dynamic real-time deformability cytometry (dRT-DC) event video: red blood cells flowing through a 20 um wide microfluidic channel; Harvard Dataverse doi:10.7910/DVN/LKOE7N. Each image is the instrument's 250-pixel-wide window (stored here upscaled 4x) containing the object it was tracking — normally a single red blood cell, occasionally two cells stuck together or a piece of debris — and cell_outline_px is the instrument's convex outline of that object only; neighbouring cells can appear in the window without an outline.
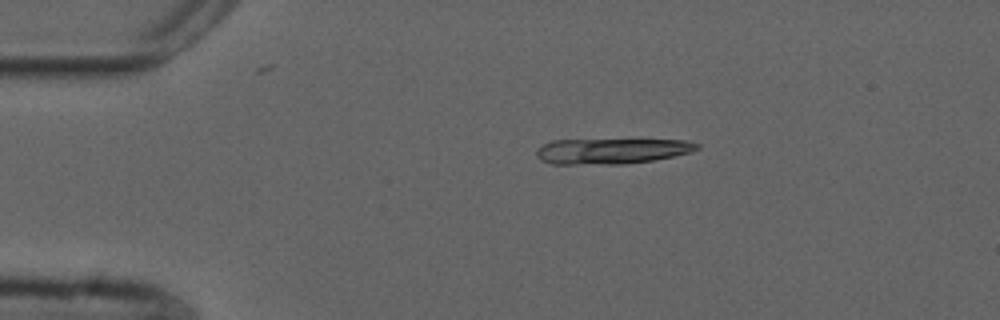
{"species": "common noctule bat (a hibernating species)", "species_latin": "Nyctalus noctula", "temperature_condition": "cold", "stored_images_in_passage": 5, "camera_frame_rate_fps": 3000, "um_per_image_px": 0.085, "animal": {"sex": "male", "forearm_length_mm": 52.5}, "frame": {"image": 1, "passage_image": 1, "time_ms": 0.0, "image_size_px": [1000, 320], "cell_outline_px": [[700, 148], [692, 152], [656, 160], [624, 164], [552, 164], [540, 160], [536, 156], [536, 152], [544, 144], [552, 140], [688, 140], [700, 144]], "centroid_in_image_um": [52.03, 12.84], "position_along_channel_um": 33.0, "area_um2": 23.99}}
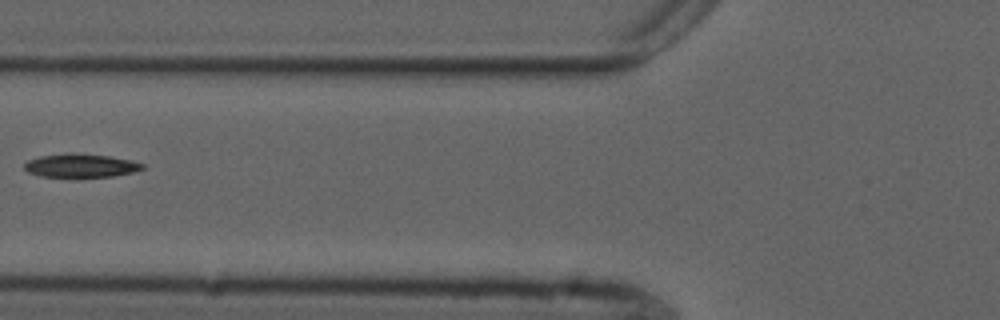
{"frame": {"image": 2, "passage_image": 4, "time_ms": 1.0, "image_size_px": [1000, 320], "cell_outline_px": [[144, 168], [132, 172], [112, 176], [40, 176], [28, 172], [24, 168], [24, 164], [28, 160], [40, 156], [72, 152], [108, 156], [132, 160], [144, 164]], "centroid_in_image_um": [6.85, 14.05], "position_along_channel_um": 119.0, "area_um2": 15.95}}
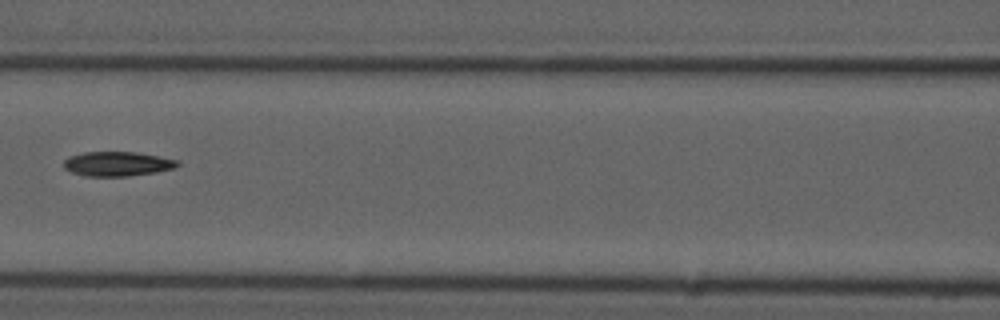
{"frame": {"image": 3, "passage_image": 5, "time_ms": 1.333, "image_size_px": [1000, 320], "cell_outline_px": [[180, 164], [176, 168], [156, 172], [128, 176], [84, 176], [72, 172], [64, 168], [64, 160], [68, 156], [84, 152], [136, 152], [180, 160]], "centroid_in_image_um": [9.99, 13.92], "position_along_channel_um": 156.6, "area_um2": 16.36}}